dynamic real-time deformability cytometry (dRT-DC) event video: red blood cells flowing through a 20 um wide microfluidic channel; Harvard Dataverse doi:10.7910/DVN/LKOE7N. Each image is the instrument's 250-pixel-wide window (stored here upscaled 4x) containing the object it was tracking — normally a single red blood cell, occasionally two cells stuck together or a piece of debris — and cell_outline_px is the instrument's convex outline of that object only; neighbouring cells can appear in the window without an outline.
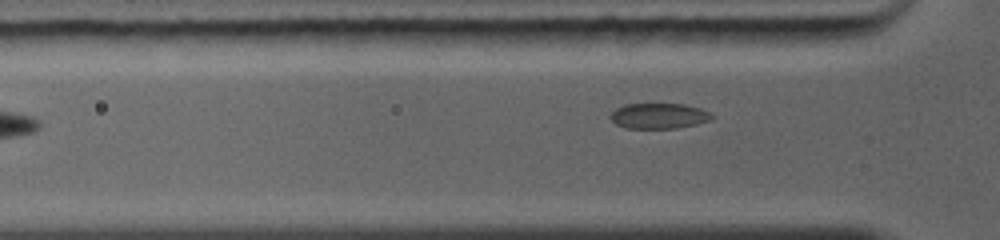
{"species": "common noctule bat (a hibernating species)", "species_latin": "Nyctalus noctula", "temperature_condition": "warm", "stored_images_in_passage": 6, "segment_of_instrument_passage": [2, 2], "camera_frame_rate_fps": 5000, "um_per_image_px": 0.085, "animal": {"sex": "female", "body_mass_g": 19.0, "forearm_length_mm": 56.7}, "frame": {"image": 1, "passage_image": 6, "time_ms": 4.2, "image_size_px": [1000, 240], "cell_outline_px": [[716, 116], [712, 120], [696, 124], [676, 128], [624, 128], [616, 124], [608, 116], [616, 108], [624, 104], [684, 104], [700, 108]], "centroid_in_image_um": [56.01, 9.85], "position_along_channel_um": 69.8, "area_um2": 15.14}}